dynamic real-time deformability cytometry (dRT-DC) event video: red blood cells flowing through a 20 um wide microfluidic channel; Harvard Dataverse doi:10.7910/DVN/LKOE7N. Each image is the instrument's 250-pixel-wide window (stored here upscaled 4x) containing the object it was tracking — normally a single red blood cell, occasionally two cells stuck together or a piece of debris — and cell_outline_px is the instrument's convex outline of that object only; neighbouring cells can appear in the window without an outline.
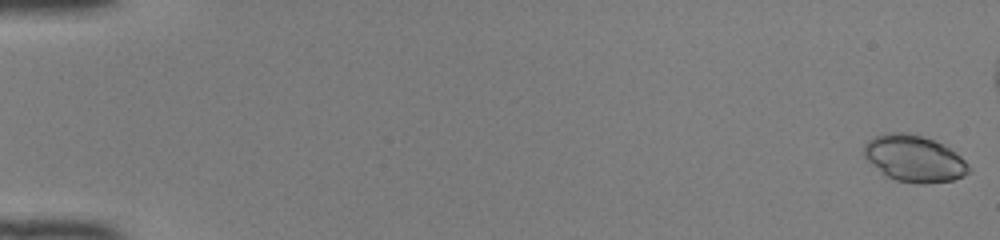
{"species": "common noctule bat (a hibernating species)", "species_latin": "Nyctalus noctula", "temperature_condition": "room temperature", "stored_images_in_passage": 46, "camera_frame_rate_fps": 3000, "um_per_image_px": 0.085, "animal": {"sex": "female", "body_mass_g": 22.0, "forearm_length_mm": 56.7}, "frame": {"image": 1, "passage_image": 1, "time_ms": 0.0, "image_size_px": [1000, 240], "cell_outline_px": [[972, 172], [964, 176], [952, 180], [924, 184], [920, 184], [896, 180], [884, 176], [864, 156], [864, 144], [868, 140], [884, 132], [908, 132], [932, 140], [956, 152], [972, 168]], "centroid_in_image_um": [77.71, 13.49], "position_along_channel_um": 7.3, "area_um2": 28.5}}
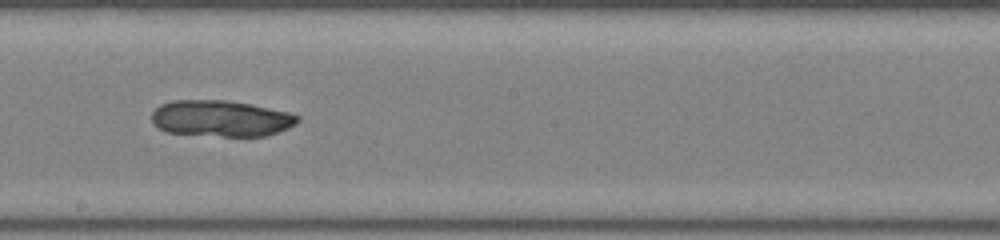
{"frame": {"image": 2, "passage_image": 29, "time_ms": 9.333, "image_size_px": [1000, 240], "cell_outline_px": [[300, 120], [296, 124], [288, 128], [264, 136], [224, 136], [168, 132], [156, 128], [152, 124], [152, 112], [160, 104], [172, 100], [224, 100], [252, 104], [288, 112], [300, 116]], "centroid_in_image_um": [18.76, 10.06], "position_along_channel_um": 229.4, "area_um2": 30.87}}
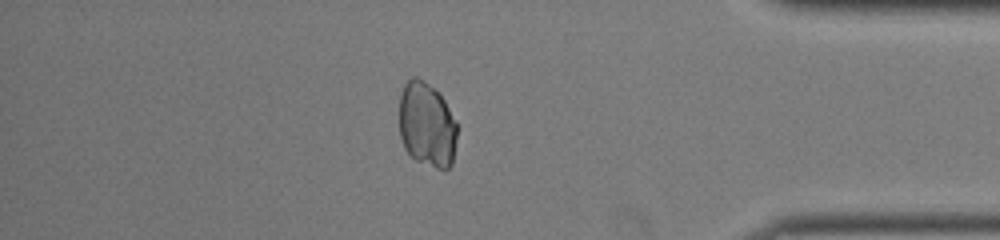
{"frame": {"image": 3, "passage_image": 43, "time_ms": 14.0, "image_size_px": [1000, 240], "cell_outline_px": [[456, 140], [452, 164], [448, 168], [436, 168], [416, 160], [404, 148], [400, 136], [400, 96], [404, 84], [412, 76], [416, 76], [428, 84], [444, 100], [456, 124]], "centroid_in_image_um": [36.26, 10.61], "position_along_channel_um": 398.9, "area_um2": 28.21}}